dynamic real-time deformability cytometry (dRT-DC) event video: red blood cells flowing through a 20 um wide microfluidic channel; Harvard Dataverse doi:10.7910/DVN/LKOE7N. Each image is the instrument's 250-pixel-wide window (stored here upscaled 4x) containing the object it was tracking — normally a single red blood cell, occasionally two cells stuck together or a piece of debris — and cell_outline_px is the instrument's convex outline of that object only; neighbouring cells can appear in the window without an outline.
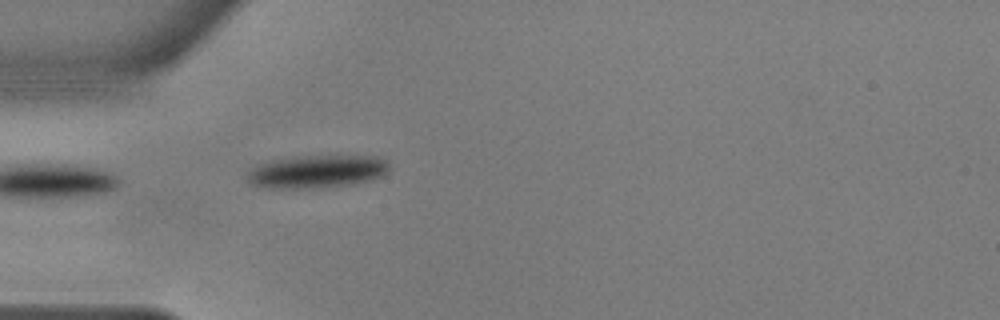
{"species": "common noctule bat (a hibernating species)", "species_latin": "Nyctalus noctula", "temperature_condition": "warm", "stored_images_in_passage": 4, "camera_frame_rate_fps": 3000, "um_per_image_px": 0.085, "animal": {"sex": "male", "body_mass_g": 17.9, "forearm_length_mm": 54.2}, "frame": {"image": 1, "passage_image": 1, "time_ms": 0.0, "image_size_px": [1000, 320], "cell_outline_px": [[388, 168], [384, 176], [352, 184], [316, 188], [264, 188], [248, 184], [244, 176], [248, 168], [272, 160], [296, 156], [376, 156], [388, 160]], "centroid_in_image_um": [26.85, 14.58], "position_along_channel_um": 58.1, "area_um2": 27.63}}